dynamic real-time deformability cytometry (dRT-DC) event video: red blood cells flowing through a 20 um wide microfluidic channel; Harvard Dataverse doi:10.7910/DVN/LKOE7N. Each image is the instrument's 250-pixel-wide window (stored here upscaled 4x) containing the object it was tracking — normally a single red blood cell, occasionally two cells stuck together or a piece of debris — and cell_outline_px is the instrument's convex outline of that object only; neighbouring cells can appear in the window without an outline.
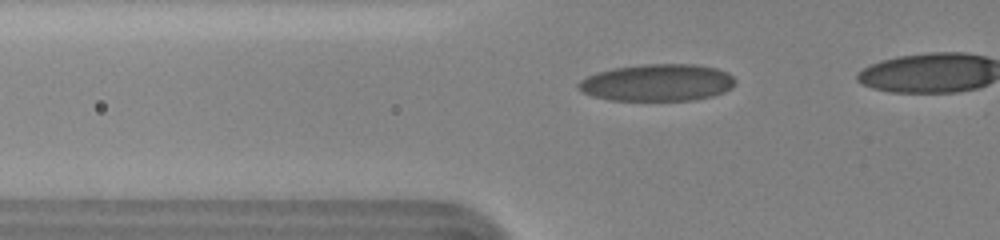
{"species": "human", "species_latin": "Homo sapiens", "temperature_condition": "cold", "stored_images_in_passage": 7, "camera_frame_rate_fps": 3000, "um_per_image_px": 0.085, "donor": {"sex": "female"}, "frame": {"image": 1, "passage_image": 2, "time_ms": 0.333, "image_size_px": [1000, 240], "cell_outline_px": [[736, 84], [732, 88], [724, 92], [712, 96], [696, 100], [608, 100], [592, 96], [584, 92], [576, 84], [580, 80], [596, 72], [612, 68], [644, 64], [696, 64], [716, 68], [728, 72], [736, 80]], "centroid_in_image_um": [55.9, 7.02], "position_along_channel_um": 69.9, "area_um2": 34.04}}